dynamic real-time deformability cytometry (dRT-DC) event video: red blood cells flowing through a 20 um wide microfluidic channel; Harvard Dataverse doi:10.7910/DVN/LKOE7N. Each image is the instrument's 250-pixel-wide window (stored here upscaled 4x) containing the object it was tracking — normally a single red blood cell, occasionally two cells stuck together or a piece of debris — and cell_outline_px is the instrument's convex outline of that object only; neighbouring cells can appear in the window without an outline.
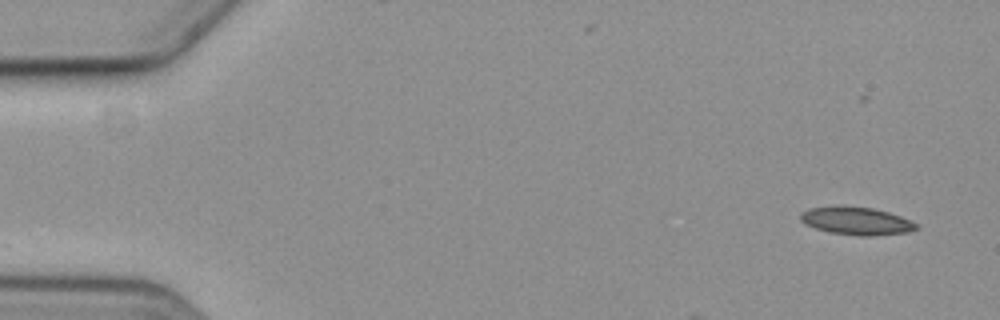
{"species": "common noctule bat (a hibernating species)", "species_latin": "Nyctalus noctula", "temperature_condition": "cold", "stored_images_in_passage": 12, "camera_frame_rate_fps": 3000, "um_per_image_px": 0.085, "animal": {"sex": "female", "body_mass_g": 19.3, "forearm_length_mm": 54.1}, "frame": {"image": 1, "passage_image": 1, "time_ms": 0.0, "image_size_px": [1000, 320], "cell_outline_px": [[920, 228], [908, 232], [872, 236], [860, 236], [828, 232], [804, 224], [800, 220], [800, 212], [808, 208], [872, 208], [888, 212], [900, 216], [916, 224]], "centroid_in_image_um": [72.8, 18.82], "position_along_channel_um": 12.2, "area_um2": 18.21}}